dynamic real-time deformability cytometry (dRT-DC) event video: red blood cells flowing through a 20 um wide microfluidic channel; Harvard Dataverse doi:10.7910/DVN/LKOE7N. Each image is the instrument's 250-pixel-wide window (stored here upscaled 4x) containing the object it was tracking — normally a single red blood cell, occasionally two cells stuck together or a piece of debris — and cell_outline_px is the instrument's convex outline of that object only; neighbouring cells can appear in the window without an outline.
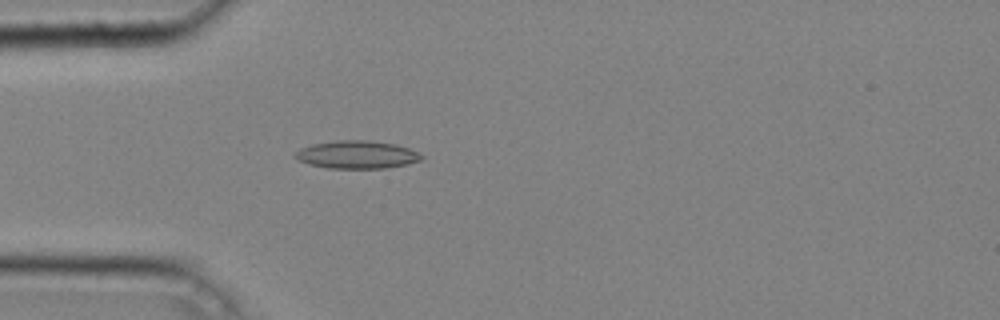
{"species": "common noctule bat (a hibernating species)", "species_latin": "Nyctalus noctula", "temperature_condition": "cold", "stored_images_in_passage": 43, "camera_frame_rate_fps": 3000, "um_per_image_px": 0.085, "animal": {"sex": "male", "body_mass_g": 20.4}, "frame": {"image": 1, "passage_image": 12, "time_ms": 3.667, "image_size_px": [1000, 320], "cell_outline_px": [[424, 160], [408, 164], [384, 168], [328, 168], [308, 164], [292, 156], [300, 148], [312, 144], [336, 140], [368, 140], [396, 144], [420, 152], [424, 156]], "centroid_in_image_um": [30.37, 13.14], "position_along_channel_um": 54.6, "area_um2": 20.69}}
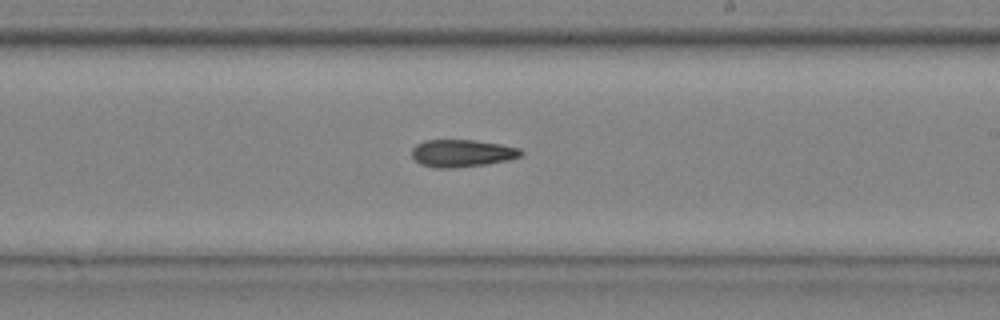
{"frame": {"image": 2, "passage_image": 26, "time_ms": 8.333, "image_size_px": [1000, 320], "cell_outline_px": [[524, 152], [520, 156], [508, 160], [484, 164], [452, 168], [436, 168], [420, 164], [412, 156], [412, 148], [416, 144], [424, 140], [472, 140], [500, 144], [520, 148]], "centroid_in_image_um": [39.25, 13.02], "position_along_channel_um": 249.7, "area_um2": 17.34}}
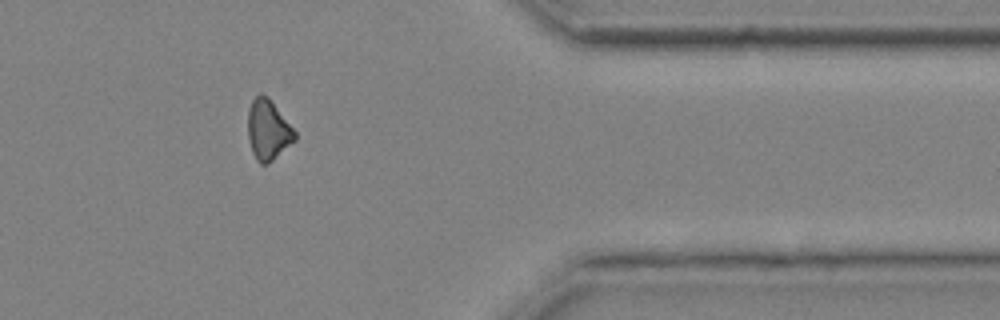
{"frame": {"image": 3, "passage_image": 37, "time_ms": 12.0, "image_size_px": [1000, 320], "cell_outline_px": [[296, 140], [268, 164], [260, 164], [256, 160], [252, 152], [248, 140], [248, 108], [252, 100], [260, 92], [268, 96], [296, 132]], "centroid_in_image_um": [22.77, 11.04], "position_along_channel_um": 388.6, "area_um2": 16.59}, "authors_computed_cell_mechanics": {"area_um2": 17.629, "velocity_mm_per_s": 4.3059, "shape_relaxation_time_tau1_ms": null, "shape_relaxation_time_tau2_ms": 1.467, "deformation_change_tau1": null, "deformation_change_tau2": 0.0736}}